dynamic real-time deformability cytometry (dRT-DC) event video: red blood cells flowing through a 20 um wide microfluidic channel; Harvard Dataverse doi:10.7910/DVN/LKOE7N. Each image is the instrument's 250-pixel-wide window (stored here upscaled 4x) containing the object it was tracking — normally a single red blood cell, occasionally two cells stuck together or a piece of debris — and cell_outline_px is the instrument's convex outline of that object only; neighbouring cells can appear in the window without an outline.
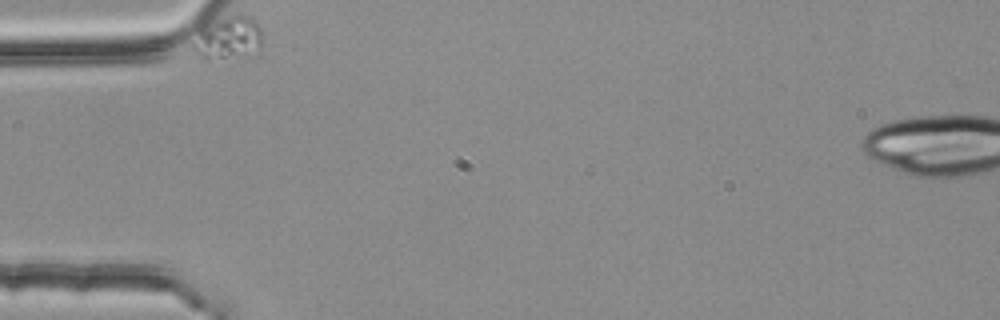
{"species": "common noctule bat (a hibernating species)", "species_latin": "Nyctalus noctula", "temperature_condition": "room temperature", "stored_images_in_passage": 34, "camera_frame_rate_fps": 3000, "um_per_image_px": 0.085, "animal": {"sex": "female", "body_mass_g": 25.1}, "frame": {"image": 1, "passage_image": 1, "time_ms": 0.0, "image_size_px": [1000, 320], "cell_outline_px": [[260, 44], [224, 56], [208, 60], [204, 60], [192, 48], [192, 44], [200, 28], [204, 24], [232, 16], [252, 16], [256, 20], [260, 28]], "centroid_in_image_um": [19.26, 3.13], "position_along_channel_um": 65.7, "area_um2": 15.72}}